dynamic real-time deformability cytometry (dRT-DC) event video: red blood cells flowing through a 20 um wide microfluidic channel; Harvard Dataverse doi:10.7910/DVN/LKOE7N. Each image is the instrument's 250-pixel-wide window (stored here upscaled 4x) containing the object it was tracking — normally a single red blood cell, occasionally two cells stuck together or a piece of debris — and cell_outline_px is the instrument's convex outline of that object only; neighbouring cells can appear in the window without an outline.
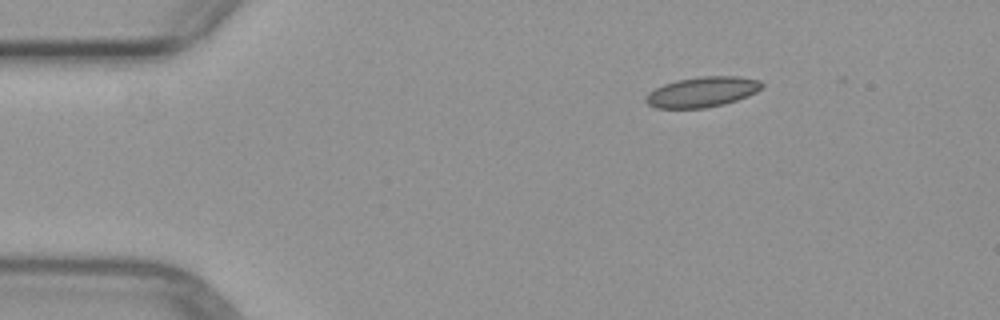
{"species": "common noctule bat (a hibernating species)", "species_latin": "Nyctalus noctula", "temperature_condition": "warm", "stored_images_in_passage": 2, "camera_frame_rate_fps": 3000, "um_per_image_px": 0.085, "animal": {"sex": "female", "body_mass_g": 29.2, "forearm_length_mm": 56.3}, "frame": {"image": 1, "passage_image": 1, "time_ms": 0.0, "image_size_px": [1000, 320], "cell_outline_px": [[764, 84], [756, 92], [748, 96], [724, 104], [704, 108], [656, 108], [648, 104], [644, 100], [644, 96], [648, 92], [664, 84], [676, 80], [700, 76], [736, 76], [760, 80]], "centroid_in_image_um": [59.66, 7.81], "position_along_channel_um": 25.3, "area_um2": 20.52}}